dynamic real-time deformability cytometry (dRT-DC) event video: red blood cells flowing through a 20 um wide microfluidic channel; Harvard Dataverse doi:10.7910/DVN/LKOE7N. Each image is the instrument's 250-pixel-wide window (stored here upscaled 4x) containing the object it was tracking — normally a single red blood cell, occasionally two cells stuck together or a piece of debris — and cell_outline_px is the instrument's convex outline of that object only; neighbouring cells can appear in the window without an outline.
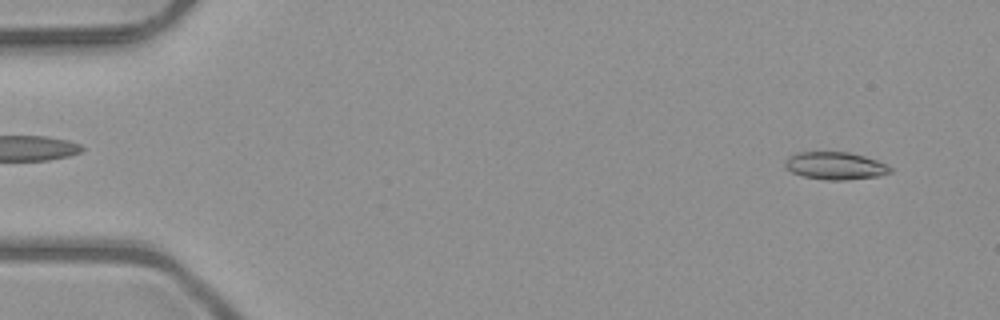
{"species": "common noctule bat (a hibernating species)", "species_latin": "Nyctalus noctula", "temperature_condition": "room temperature", "stored_images_in_passage": 52, "segment_of_instrument_passage": [1, 2], "camera_frame_rate_fps": 3000, "um_per_image_px": 0.085, "animal": {"sex": "male", "body_mass_g": 23.1, "forearm_length_mm": 52.7}, "frame": {"image": 1, "passage_image": 3, "time_ms": 0.667, "image_size_px": [1000, 320], "cell_outline_px": [[892, 172], [880, 176], [844, 180], [824, 180], [804, 176], [792, 172], [784, 164], [788, 156], [800, 152], [848, 152], [864, 156], [888, 164], [892, 168]], "centroid_in_image_um": [71.04, 14.09], "position_along_channel_um": 14.0, "area_um2": 16.88}}
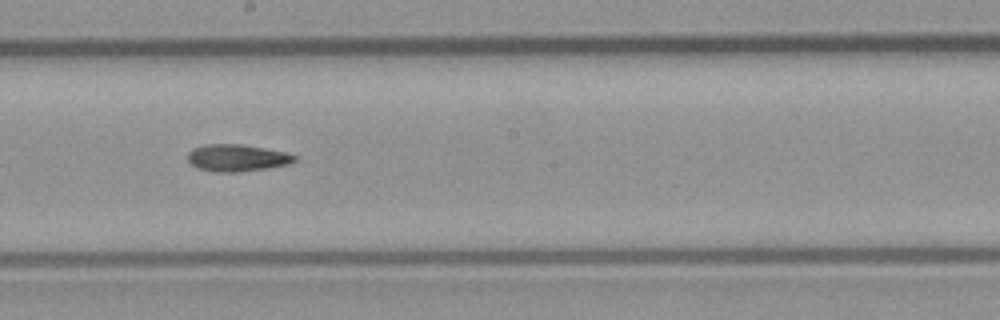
{"frame": {"image": 2, "passage_image": 28, "time_ms": 9.0, "image_size_px": [1000, 320], "cell_outline_px": [[296, 160], [288, 164], [268, 168], [236, 172], [220, 172], [200, 168], [192, 164], [188, 160], [188, 152], [192, 148], [204, 144], [244, 144], [288, 152], [296, 156]], "centroid_in_image_um": [20.17, 13.4], "position_along_channel_um": 228.0, "area_um2": 16.82}}
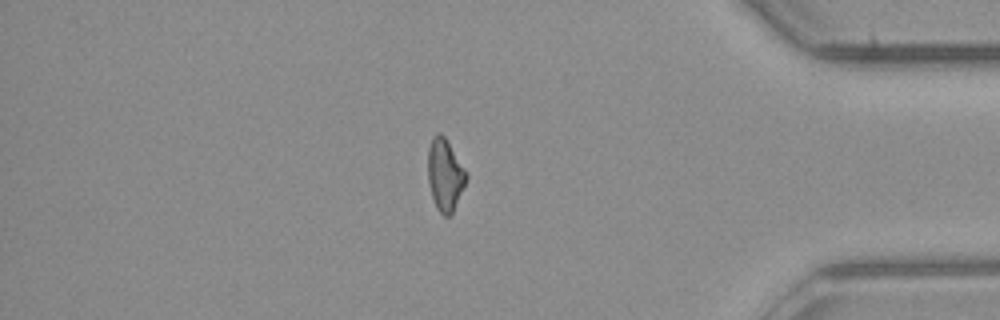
{"frame": {"image": 3, "passage_image": 43, "time_ms": 14.0, "image_size_px": [1000, 320], "cell_outline_px": [[468, 176], [452, 212], [448, 216], [444, 216], [436, 208], [432, 196], [428, 180], [428, 148], [432, 136], [436, 132], [440, 132], [444, 136], [468, 172]], "centroid_in_image_um": [37.81, 14.81], "position_along_channel_um": 397.4, "area_um2": 16.01}}